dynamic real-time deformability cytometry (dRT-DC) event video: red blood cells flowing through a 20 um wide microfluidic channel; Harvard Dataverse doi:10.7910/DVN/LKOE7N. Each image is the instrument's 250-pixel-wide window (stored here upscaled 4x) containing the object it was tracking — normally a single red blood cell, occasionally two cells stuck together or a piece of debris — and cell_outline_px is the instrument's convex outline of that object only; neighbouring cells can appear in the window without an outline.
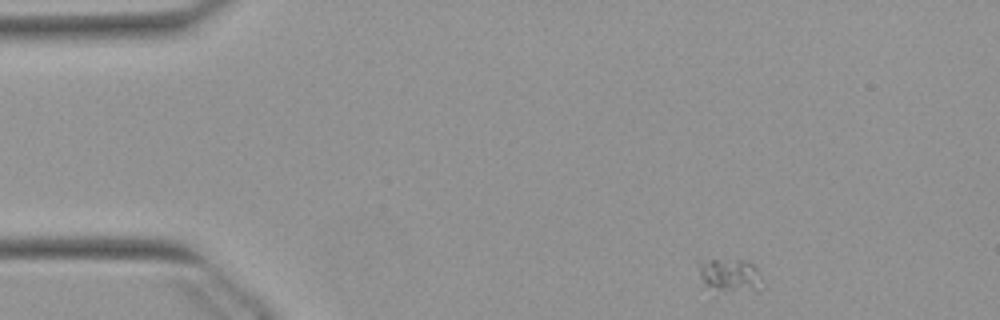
{"species": "Egyptian fruit bat (a non-hibernating species)", "species_latin": "Rousettus aegyptiacus", "temperature_condition": "warm", "stored_images_in_passage": 47, "camera_frame_rate_fps": 3000, "um_per_image_px": 0.085, "animal": {"sex": "female"}, "frame": {"image": 1, "passage_image": 1, "time_ms": 0.0, "image_size_px": [1000, 320], "cell_outline_px": [[764, 288], [760, 292], [704, 288], [700, 276], [696, 260], [744, 260], [756, 264], [764, 284]], "centroid_in_image_um": [62.09, 23.4], "position_along_channel_um": 22.9, "area_um2": 12.89}}
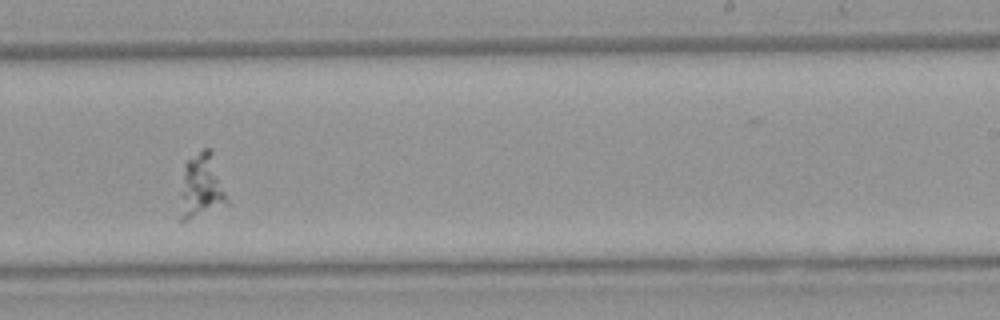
{"frame": {"image": 2, "passage_image": 27, "time_ms": 8.667, "image_size_px": [1000, 320], "cell_outline_px": [[228, 204], [184, 220], [180, 220], [180, 192], [184, 164], [188, 160], [204, 148], [208, 148], [212, 152], [228, 200]], "centroid_in_image_um": [17.1, 15.81], "position_along_channel_um": 271.9, "area_um2": 17.17}}
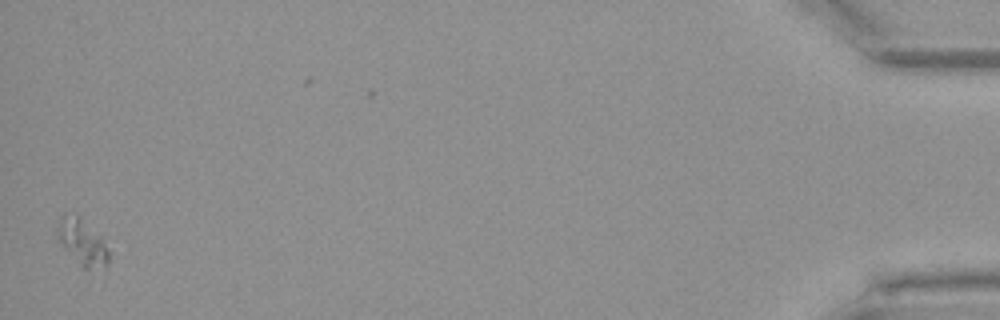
{"frame": {"image": 3, "passage_image": 47, "time_ms": 15.333, "image_size_px": [1000, 320], "cell_outline_px": [[108, 264], [104, 276], [84, 268], [60, 244], [56, 236], [56, 232], [60, 220], [64, 216], [80, 216], [104, 236], [108, 248]], "centroid_in_image_um": [7.11, 20.7], "position_along_channel_um": 428.1, "area_um2": 14.45}}